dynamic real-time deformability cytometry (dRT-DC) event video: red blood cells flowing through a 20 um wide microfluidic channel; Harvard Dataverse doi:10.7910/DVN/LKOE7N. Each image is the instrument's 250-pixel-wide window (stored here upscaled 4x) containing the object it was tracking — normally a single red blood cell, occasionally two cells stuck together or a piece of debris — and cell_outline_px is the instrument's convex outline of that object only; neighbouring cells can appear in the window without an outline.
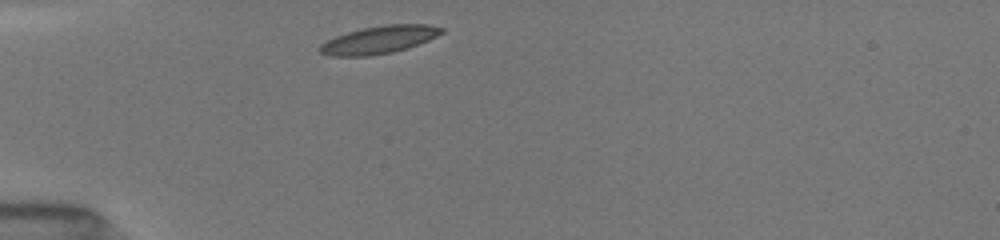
{"species": "common noctule bat (a hibernating species)", "species_latin": "Nyctalus noctula", "temperature_condition": "room temperature", "stored_images_in_passage": 37, "camera_frame_rate_fps": 3000, "um_per_image_px": 0.085, "animal": {"sex": "female", "body_mass_g": 19.5, "forearm_length_mm": 54.1}, "frame": {"image": 1, "passage_image": 1, "time_ms": 0.0, "image_size_px": [1000, 240], "cell_outline_px": [[444, 32], [428, 40], [408, 48], [392, 52], [372, 56], [328, 56], [320, 52], [316, 48], [324, 40], [348, 32], [364, 28], [384, 24], [428, 24], [444, 28]], "centroid_in_image_um": [32.19, 3.38], "position_along_channel_um": 52.8, "area_um2": 19.83}}
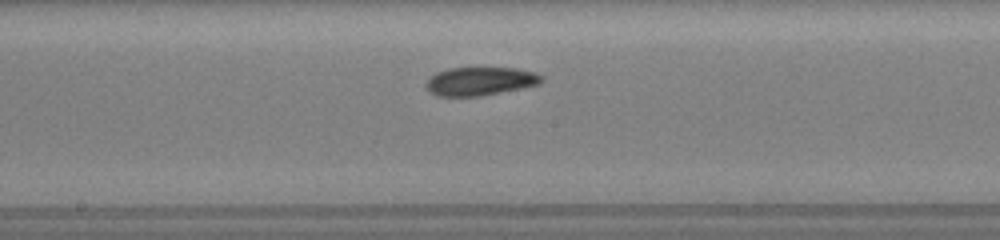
{"frame": {"image": 2, "passage_image": 14, "time_ms": 4.333, "image_size_px": [1000, 240], "cell_outline_px": [[544, 80], [540, 84], [480, 96], [436, 96], [428, 92], [424, 84], [436, 72], [448, 68], [516, 68], [536, 72], [544, 76]], "centroid_in_image_um": [40.81, 6.9], "position_along_channel_um": 207.4, "area_um2": 19.25}}
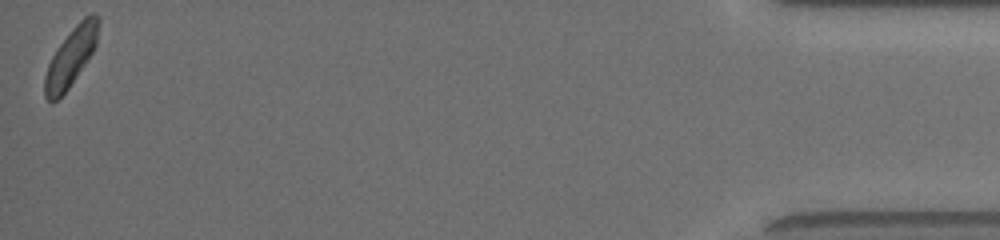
{"frame": {"image": 3, "passage_image": 37, "time_ms": 12.0, "image_size_px": [1000, 240], "cell_outline_px": [[100, 20], [96, 44], [92, 52], [68, 88], [52, 104], [44, 96], [44, 76], [48, 64], [56, 48], [76, 24], [84, 16], [92, 12], [96, 12], [100, 16]], "centroid_in_image_um": [6.03, 4.8], "position_along_channel_um": 429.2, "area_um2": 18.15}, "authors_computed_cell_mechanics": {"area_um2": 19.1318, "velocity_mm_per_s": 3.9682, "shape_relaxation_time_tau1_ms": 2.9324, "shape_relaxation_time_tau2_ms": 3.9312, "deformation_change_tau1": 0.1141, "deformation_change_tau2": 0.102}}